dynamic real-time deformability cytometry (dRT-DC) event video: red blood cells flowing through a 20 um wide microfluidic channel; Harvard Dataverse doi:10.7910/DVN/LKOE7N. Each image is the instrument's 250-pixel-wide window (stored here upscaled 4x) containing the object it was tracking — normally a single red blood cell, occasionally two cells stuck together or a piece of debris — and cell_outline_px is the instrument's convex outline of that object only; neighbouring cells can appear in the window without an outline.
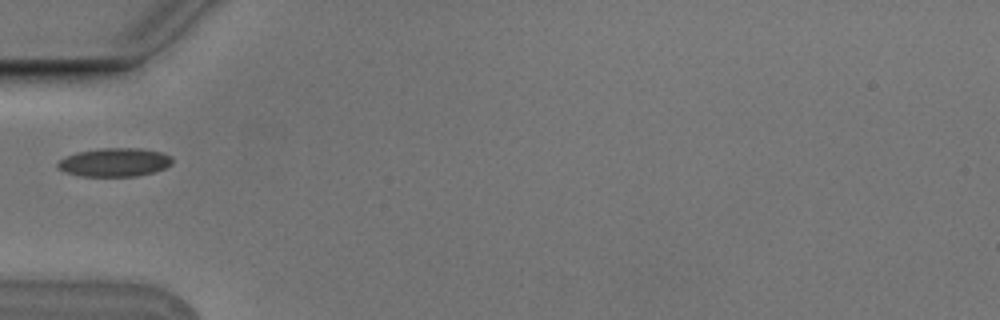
{"species": "Egyptian fruit bat (a non-hibernating species)", "species_latin": "Rousettus aegyptiacus", "temperature_condition": "cold", "stored_images_in_passage": 4, "camera_frame_rate_fps": 3000, "um_per_image_px": 0.085, "animal": {"sex": "male"}, "frame": {"image": 1, "passage_image": 4, "time_ms": 1.0, "image_size_px": [1000, 320], "cell_outline_px": [[172, 164], [164, 168], [152, 172], [136, 176], [84, 176], [64, 172], [56, 168], [56, 164], [60, 160], [76, 152], [100, 148], [140, 148], [160, 152], [172, 156]], "centroid_in_image_um": [9.72, 13.79], "position_along_channel_um": 75.3, "area_um2": 19.02}}